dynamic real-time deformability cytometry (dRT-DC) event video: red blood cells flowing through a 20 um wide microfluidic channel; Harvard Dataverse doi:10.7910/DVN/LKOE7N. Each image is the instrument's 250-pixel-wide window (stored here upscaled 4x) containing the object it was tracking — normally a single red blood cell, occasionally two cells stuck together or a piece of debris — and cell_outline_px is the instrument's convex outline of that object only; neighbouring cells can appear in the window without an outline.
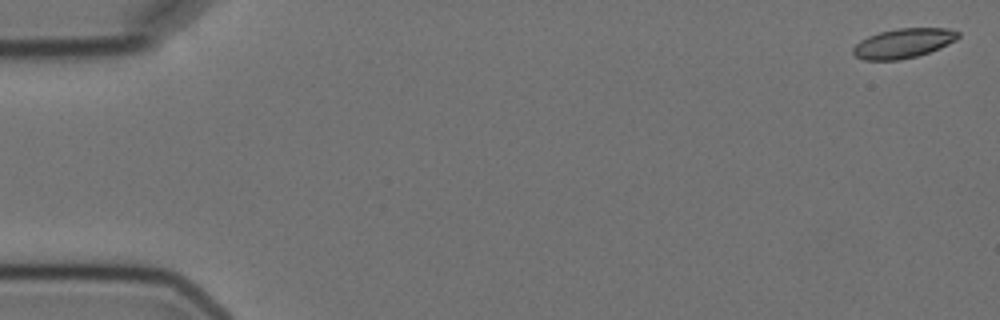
{"species": "Egyptian fruit bat (a non-hibernating species)", "species_latin": "Rousettus aegyptiacus", "temperature_condition": "cold", "stored_images_in_passage": 6, "camera_frame_rate_fps": 3000, "um_per_image_px": 0.085, "animal": {"sex": "female"}, "frame": {"image": 1, "passage_image": 1, "time_ms": 0.0, "image_size_px": [1000, 320], "cell_outline_px": [[960, 36], [956, 40], [940, 48], [916, 56], [900, 60], [864, 60], [856, 56], [852, 52], [852, 48], [860, 40], [868, 36], [880, 32], [896, 28], [948, 28], [960, 32]], "centroid_in_image_um": [76.79, 3.67], "position_along_channel_um": 8.2, "area_um2": 18.15}}
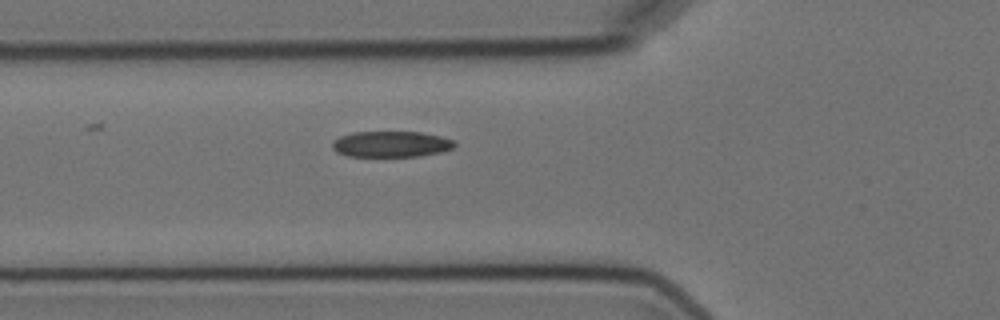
{"frame": {"image": 2, "passage_image": 6, "time_ms": 6.333, "image_size_px": [1000, 320], "cell_outline_px": [[456, 144], [452, 148], [440, 152], [420, 156], [348, 156], [336, 152], [332, 148], [332, 140], [340, 136], [352, 132], [420, 132], [440, 136], [456, 140]], "centroid_in_image_um": [33.23, 12.24], "position_along_channel_um": 92.6, "area_um2": 18.55}}